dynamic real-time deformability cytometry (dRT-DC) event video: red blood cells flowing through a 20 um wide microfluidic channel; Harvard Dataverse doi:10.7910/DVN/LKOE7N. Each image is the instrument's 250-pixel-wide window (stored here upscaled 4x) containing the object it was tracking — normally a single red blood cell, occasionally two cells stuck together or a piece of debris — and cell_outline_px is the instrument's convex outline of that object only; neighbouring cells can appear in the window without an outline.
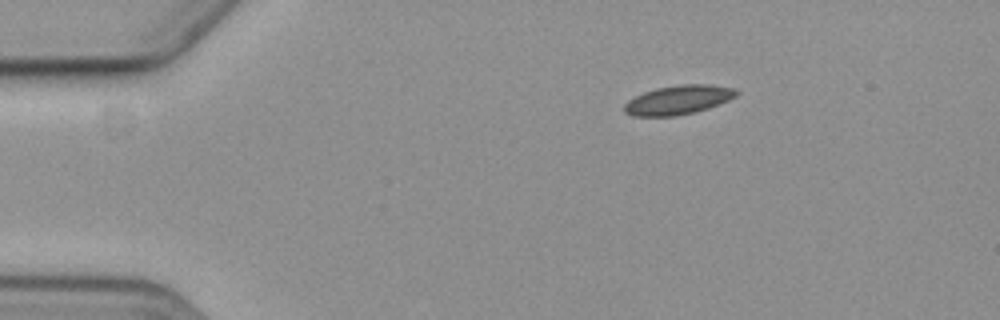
{"species": "common noctule bat (a hibernating species)", "species_latin": "Nyctalus noctula", "temperature_condition": "cold", "stored_images_in_passage": 6, "camera_frame_rate_fps": 3000, "um_per_image_px": 0.085, "animal": {"sex": "female", "body_mass_g": 19.3, "forearm_length_mm": 54.1}, "frame": {"image": 1, "passage_image": 6, "time_ms": 6.667, "image_size_px": [1000, 320], "cell_outline_px": [[740, 92], [736, 96], [728, 100], [708, 108], [676, 116], [632, 116], [624, 112], [624, 104], [628, 100], [644, 92], [656, 88], [680, 84], [712, 84], [736, 88]], "centroid_in_image_um": [57.67, 8.48], "position_along_channel_um": 27.3, "area_um2": 19.07}}